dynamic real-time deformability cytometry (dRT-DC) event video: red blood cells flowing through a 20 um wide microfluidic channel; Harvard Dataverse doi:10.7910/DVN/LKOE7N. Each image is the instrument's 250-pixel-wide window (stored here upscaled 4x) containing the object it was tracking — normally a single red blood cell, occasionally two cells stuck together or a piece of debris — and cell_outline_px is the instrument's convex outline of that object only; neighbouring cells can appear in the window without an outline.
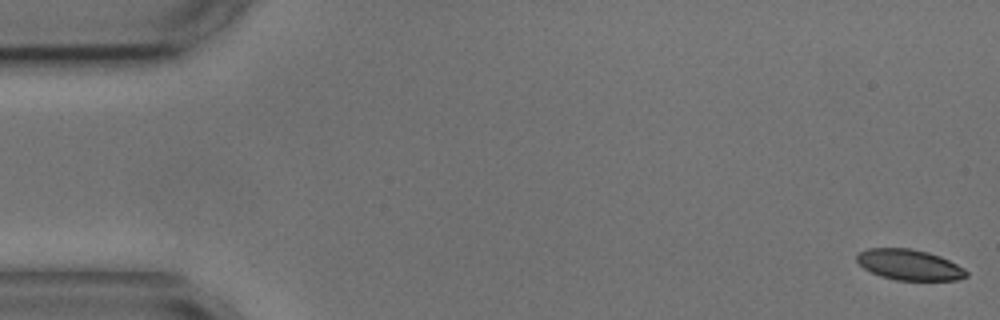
{"species": "common noctule bat (a hibernating species)", "species_latin": "Nyctalus noctula", "temperature_condition": "cold", "stored_images_in_passage": 10, "camera_frame_rate_fps": 3000, "um_per_image_px": 0.085, "animal": {"sex": "male", "body_mass_g": 17.9, "forearm_length_mm": 54.2}, "frame": {"image": 1, "passage_image": 1, "time_ms": 0.0, "image_size_px": [1000, 320], "cell_outline_px": [[968, 276], [956, 280], [896, 280], [880, 276], [864, 268], [856, 260], [856, 256], [860, 252], [868, 248], [912, 248], [928, 252], [940, 256], [964, 268], [968, 272]], "centroid_in_image_um": [77.3, 22.5], "position_along_channel_um": 7.7, "area_um2": 19.54}}